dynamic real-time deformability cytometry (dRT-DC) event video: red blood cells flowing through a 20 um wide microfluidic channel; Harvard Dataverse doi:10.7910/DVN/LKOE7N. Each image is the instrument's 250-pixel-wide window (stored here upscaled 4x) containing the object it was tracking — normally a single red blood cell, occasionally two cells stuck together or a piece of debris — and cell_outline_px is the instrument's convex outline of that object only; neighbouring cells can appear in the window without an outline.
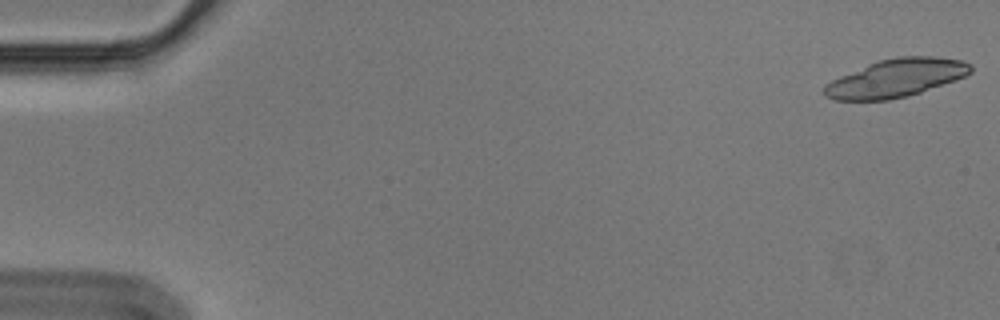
{"species": "Egyptian fruit bat (a non-hibernating species)", "species_latin": "Rousettus aegyptiacus", "temperature_condition": "cold", "stored_images_in_passage": 20, "camera_frame_rate_fps": 3000, "um_per_image_px": 0.085, "animal": {"sex": "male"}, "frame": {"image": 1, "passage_image": 1, "time_ms": 0.0, "image_size_px": [1000, 320], "cell_outline_px": [[972, 72], [956, 80], [920, 92], [888, 100], [836, 100], [824, 96], [824, 84], [840, 76], [868, 64], [880, 60], [896, 56], [936, 56], [964, 60], [972, 64]], "centroid_in_image_um": [76.19, 6.62], "position_along_channel_um": 8.8, "area_um2": 32.43}}
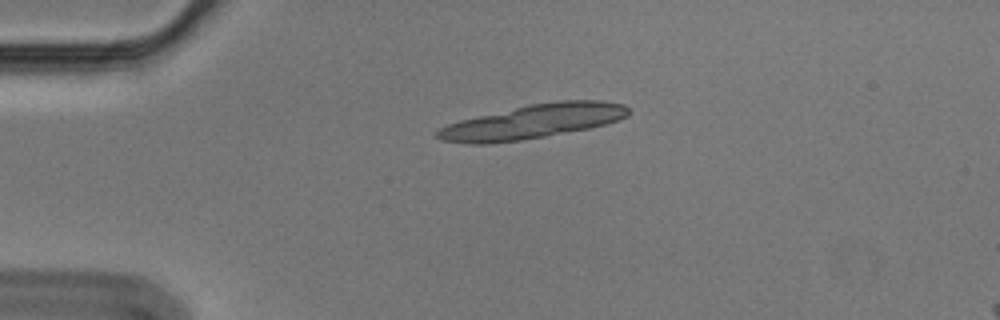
{"frame": {"image": 2, "passage_image": 13, "time_ms": 4.0, "image_size_px": [1000, 320], "cell_outline_px": [[628, 116], [620, 120], [588, 128], [544, 136], [520, 140], [488, 144], [472, 144], [440, 140], [436, 136], [436, 132], [440, 128], [448, 124], [460, 120], [528, 104], [560, 100], [600, 100], [624, 104], [628, 108]], "centroid_in_image_um": [45.29, 10.32], "position_along_channel_um": 39.7, "area_um2": 37.8}}